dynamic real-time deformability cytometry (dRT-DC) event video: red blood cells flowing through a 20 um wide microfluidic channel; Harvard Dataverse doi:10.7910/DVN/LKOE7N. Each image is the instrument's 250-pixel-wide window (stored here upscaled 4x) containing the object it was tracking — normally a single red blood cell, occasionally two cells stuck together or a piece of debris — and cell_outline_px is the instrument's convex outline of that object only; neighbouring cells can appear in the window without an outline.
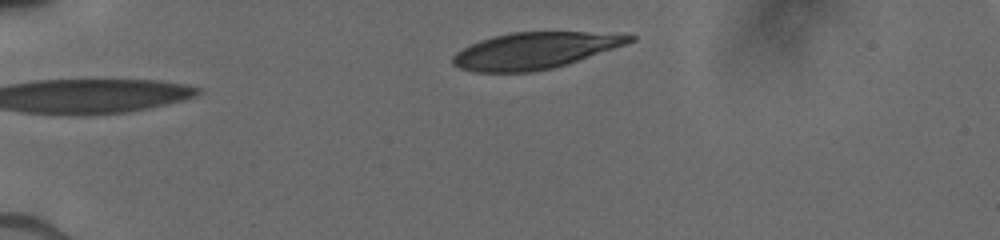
{"species": "human", "species_latin": "Homo sapiens", "temperature_condition": "cold", "stored_images_in_passage": 18, "camera_frame_rate_fps": 3000, "um_per_image_px": 0.085, "donor": {"sex": "male"}, "frame": {"image": 1, "passage_image": 1, "time_ms": 0.0, "image_size_px": [1000, 240], "cell_outline_px": [[636, 40], [552, 68], [532, 72], [472, 72], [460, 68], [452, 64], [452, 56], [456, 52], [480, 40], [492, 36], [512, 32], [584, 32], [636, 36]], "centroid_in_image_um": [45.35, 4.3], "position_along_channel_um": 39.7, "area_um2": 36.82}}
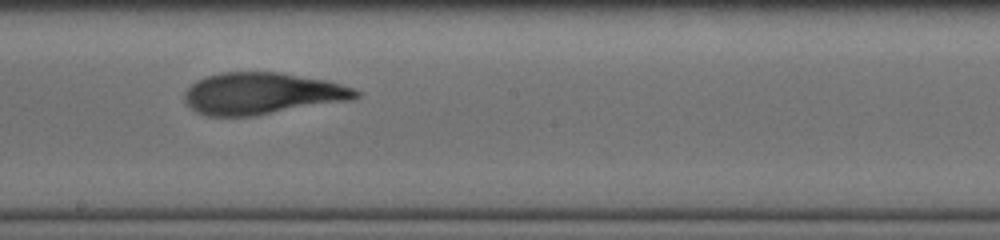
{"frame": {"image": 2, "passage_image": 11, "time_ms": 6.0, "image_size_px": [1000, 240], "cell_outline_px": [[360, 96], [356, 100], [252, 116], [208, 116], [196, 112], [188, 104], [184, 96], [188, 88], [196, 80], [220, 72], [280, 72], [328, 80], [356, 88], [360, 92]], "centroid_in_image_um": [22.37, 7.95], "position_along_channel_um": 225.8, "area_um2": 42.02}}
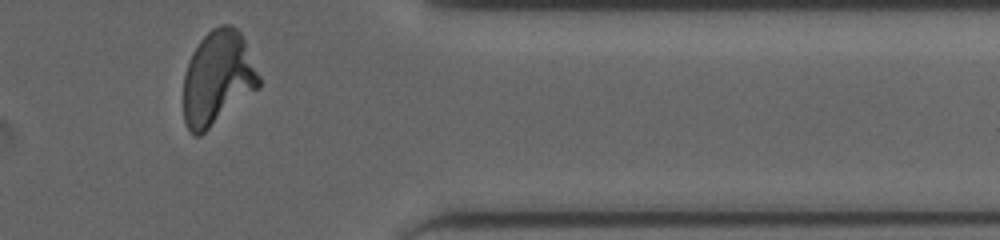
{"frame": {"image": 3, "passage_image": 18, "time_ms": 10.333, "image_size_px": [1000, 240], "cell_outline_px": [[260, 88], [200, 136], [196, 136], [188, 128], [184, 120], [184, 76], [188, 60], [192, 52], [200, 40], [212, 28], [220, 24], [232, 24], [240, 32], [244, 40], [260, 76]], "centroid_in_image_um": [18.51, 6.63], "position_along_channel_um": 392.9, "area_um2": 41.56}}